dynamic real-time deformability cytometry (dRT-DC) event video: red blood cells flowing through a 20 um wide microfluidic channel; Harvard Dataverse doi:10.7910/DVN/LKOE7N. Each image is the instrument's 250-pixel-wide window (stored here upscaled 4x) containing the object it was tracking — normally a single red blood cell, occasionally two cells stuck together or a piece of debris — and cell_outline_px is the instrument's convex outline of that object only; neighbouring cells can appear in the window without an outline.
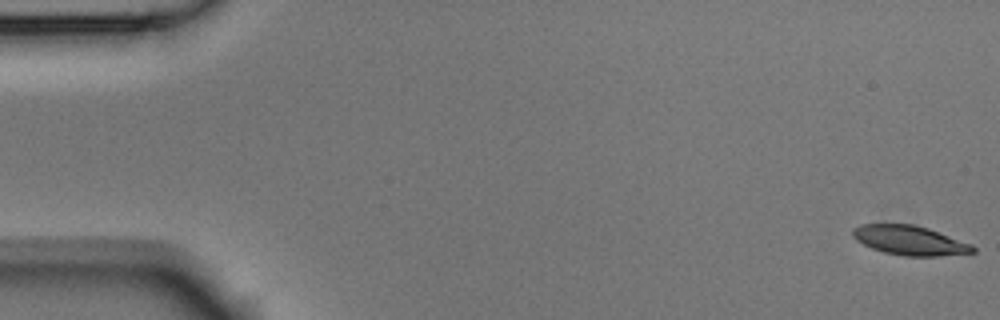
{"species": "Egyptian fruit bat (a non-hibernating species)", "species_latin": "Rousettus aegyptiacus", "temperature_condition": "room temperature", "stored_images_in_passage": 6, "segment_of_instrument_passage": [1, 2], "camera_frame_rate_fps": 3000, "um_per_image_px": 0.085, "animal": {"sex": "male"}, "frame": {"image": 1, "passage_image": 1, "time_ms": 0.0, "image_size_px": [1000, 320], "cell_outline_px": [[976, 252], [940, 256], [904, 256], [884, 252], [872, 248], [856, 240], [852, 236], [852, 228], [860, 224], [912, 224], [928, 228], [972, 244], [976, 248]], "centroid_in_image_um": [77.33, 20.43], "position_along_channel_um": 7.7, "area_um2": 20.63}}
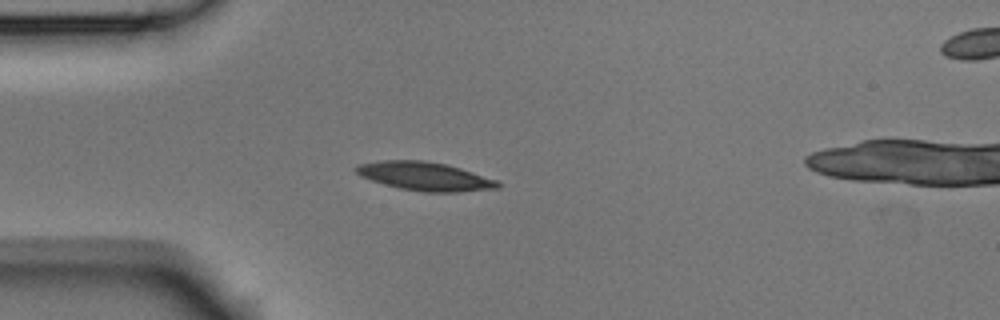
{"frame": {"image": 2, "passage_image": 5, "time_ms": 1.333, "image_size_px": [1000, 320], "cell_outline_px": [[500, 188], [460, 192], [424, 192], [400, 188], [384, 184], [360, 176], [352, 168], [356, 164], [380, 160], [424, 160], [448, 164], [496, 180], [500, 184]], "centroid_in_image_um": [36.07, 14.97], "position_along_channel_um": 48.9, "area_um2": 23.7}}